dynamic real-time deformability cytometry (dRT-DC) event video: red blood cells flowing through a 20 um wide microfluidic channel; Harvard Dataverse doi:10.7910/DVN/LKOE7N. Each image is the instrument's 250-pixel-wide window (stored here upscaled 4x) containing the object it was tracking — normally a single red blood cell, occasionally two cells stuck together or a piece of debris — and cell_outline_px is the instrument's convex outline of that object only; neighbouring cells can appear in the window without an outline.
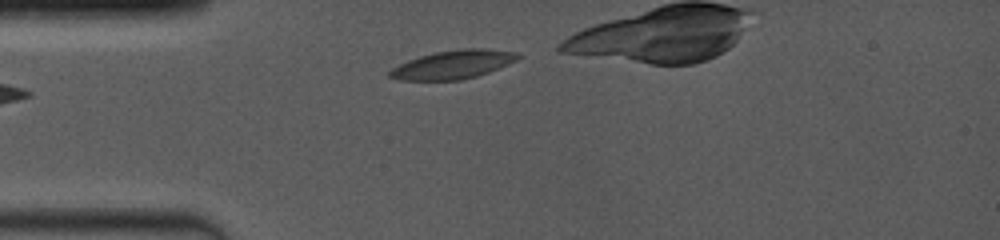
{"species": "common noctule bat (a hibernating species)", "species_latin": "Nyctalus noctula", "temperature_condition": "room temperature", "stored_images_in_passage": 11, "camera_frame_rate_fps": 4000, "um_per_image_px": 0.085, "animal": {"sex": "female", "body_mass_g": 19.0, "forearm_length_mm": 53.3}, "frame": {"image": 1, "passage_image": 1, "time_ms": 0.0, "image_size_px": [1000, 240], "cell_outline_px": [[524, 56], [508, 64], [488, 72], [476, 76], [460, 80], [400, 80], [388, 76], [388, 72], [392, 68], [408, 60], [420, 56], [436, 52], [464, 48], [480, 48], [516, 52]], "centroid_in_image_um": [38.52, 5.48], "position_along_channel_um": 46.5, "area_um2": 21.15}}
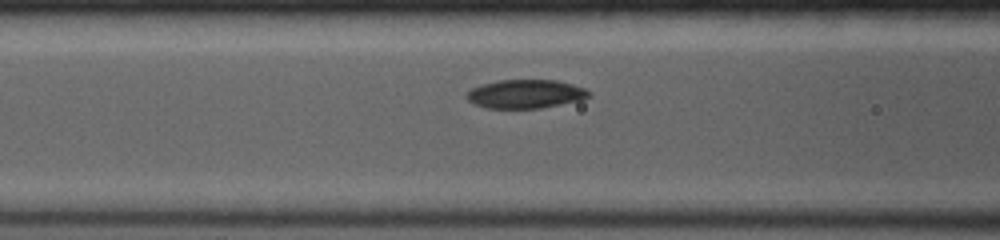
{"frame": {"image": 2, "passage_image": 7, "time_ms": 2.25, "image_size_px": [1000, 240], "cell_outline_px": [[592, 96], [580, 100], [540, 108], [484, 108], [468, 100], [464, 96], [472, 88], [496, 80], [556, 80], [572, 84], [584, 88], [592, 92]], "centroid_in_image_um": [44.68, 7.98], "position_along_channel_um": 121.9, "area_um2": 20.4}}
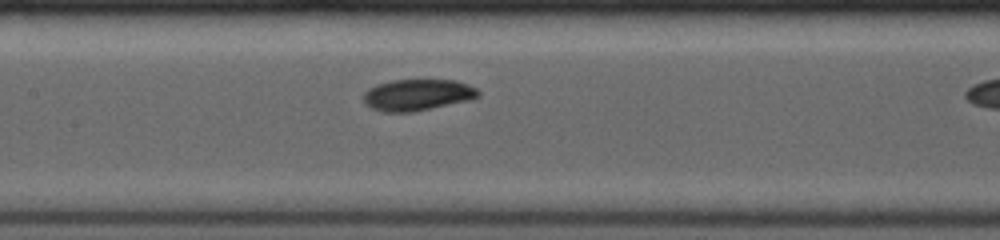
{"frame": {"image": 3, "passage_image": 10, "time_ms": 3.5, "image_size_px": [1000, 240], "cell_outline_px": [[480, 96], [472, 100], [412, 112], [384, 112], [372, 108], [364, 104], [364, 92], [368, 88], [376, 84], [392, 80], [456, 80], [468, 84], [476, 88], [480, 92]], "centroid_in_image_um": [35.5, 8.06], "position_along_channel_um": 171.9, "area_um2": 21.21}}